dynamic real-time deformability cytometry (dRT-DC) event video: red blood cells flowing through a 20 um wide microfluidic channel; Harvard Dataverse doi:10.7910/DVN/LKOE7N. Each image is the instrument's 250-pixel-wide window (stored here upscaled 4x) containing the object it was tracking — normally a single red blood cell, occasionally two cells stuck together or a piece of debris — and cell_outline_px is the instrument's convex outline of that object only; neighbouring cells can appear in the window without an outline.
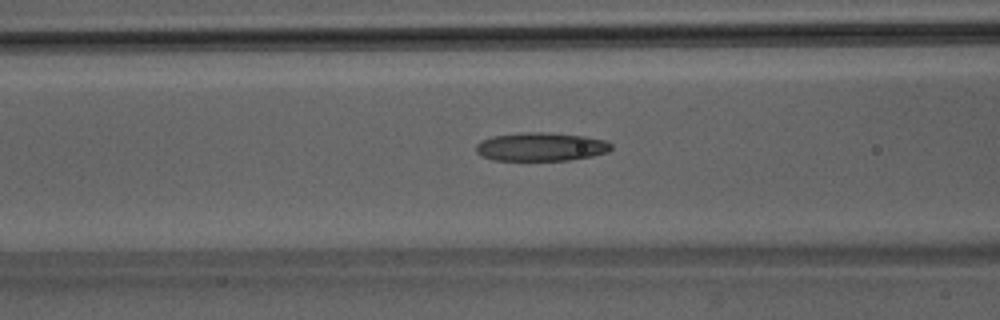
{"species": "Egyptian fruit bat (a non-hibernating species)", "species_latin": "Rousettus aegyptiacus", "temperature_condition": "room temperature", "stored_images_in_passage": 30, "camera_frame_rate_fps": 3000, "um_per_image_px": 0.085, "animal": {"sex": "male"}, "frame": {"image": 1, "passage_image": 13, "time_ms": 4.0, "image_size_px": [1000, 320], "cell_outline_px": [[612, 148], [608, 152], [592, 156], [568, 160], [492, 160], [480, 156], [476, 152], [476, 144], [480, 140], [492, 136], [528, 132], [544, 132], [584, 136], [604, 140], [612, 144]], "centroid_in_image_um": [45.95, 12.48], "position_along_channel_um": 120.7, "area_um2": 22.48}}
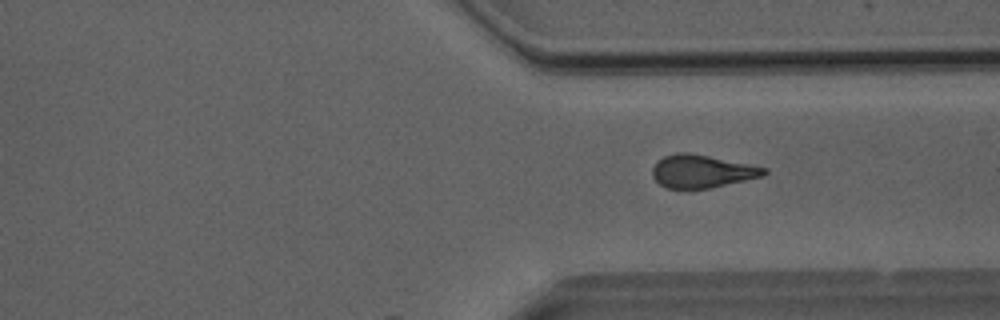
{"frame": {"image": 2, "passage_image": 30, "time_ms": 9.667, "image_size_px": [1000, 320], "cell_outline_px": [[768, 172], [764, 176], [708, 188], [664, 188], [652, 176], [652, 168], [656, 160], [664, 156], [676, 152], [692, 152], [768, 168]], "centroid_in_image_um": [59.64, 14.54], "position_along_channel_um": 351.8, "area_um2": 21.56}}